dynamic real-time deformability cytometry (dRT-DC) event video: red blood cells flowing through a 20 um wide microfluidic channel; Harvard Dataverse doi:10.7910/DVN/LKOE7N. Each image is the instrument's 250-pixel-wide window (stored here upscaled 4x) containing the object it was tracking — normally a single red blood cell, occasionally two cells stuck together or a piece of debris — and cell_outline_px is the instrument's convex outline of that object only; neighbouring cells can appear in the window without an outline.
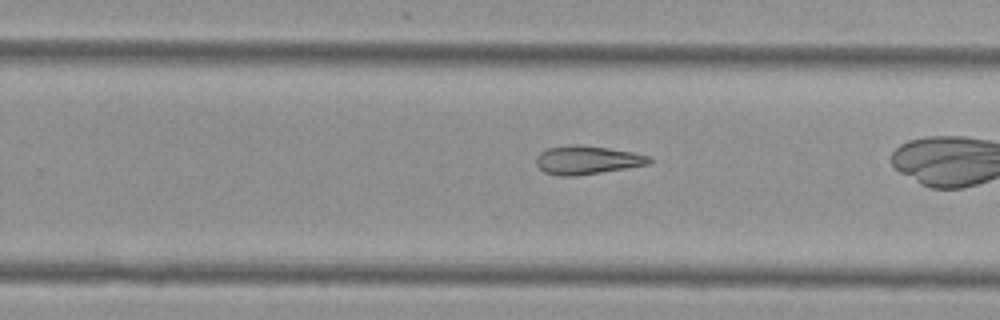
{"species": "Egyptian fruit bat (a non-hibernating species)", "species_latin": "Rousettus aegyptiacus", "temperature_condition": "cold", "stored_images_in_passage": 30, "camera_frame_rate_fps": 3000, "um_per_image_px": 0.085, "animal": {"sex": "female"}, "frame": {"image": 1, "passage_image": 22, "time_ms": 7.0, "image_size_px": [1000, 320], "cell_outline_px": [[652, 164], [576, 176], [560, 176], [544, 172], [536, 164], [536, 156], [540, 152], [548, 148], [572, 144], [576, 144], [608, 148], [632, 152], [648, 156], [652, 160]], "centroid_in_image_um": [49.89, 13.6], "position_along_channel_um": 279.9, "area_um2": 18.79}}